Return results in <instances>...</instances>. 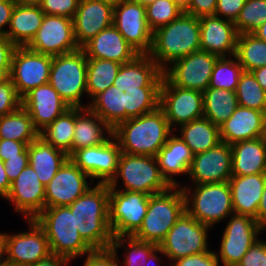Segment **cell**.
Listing matches in <instances>:
<instances>
[{
    "label": "cell",
    "mask_w": 266,
    "mask_h": 266,
    "mask_svg": "<svg viewBox=\"0 0 266 266\" xmlns=\"http://www.w3.org/2000/svg\"><path fill=\"white\" fill-rule=\"evenodd\" d=\"M121 149L112 136L103 144L74 151L69 159L91 179H100V184H108L116 175Z\"/></svg>",
    "instance_id": "2e32d148"
},
{
    "label": "cell",
    "mask_w": 266,
    "mask_h": 266,
    "mask_svg": "<svg viewBox=\"0 0 266 266\" xmlns=\"http://www.w3.org/2000/svg\"><path fill=\"white\" fill-rule=\"evenodd\" d=\"M217 0H191L185 13L195 17L214 15Z\"/></svg>",
    "instance_id": "11a10c76"
},
{
    "label": "cell",
    "mask_w": 266,
    "mask_h": 266,
    "mask_svg": "<svg viewBox=\"0 0 266 266\" xmlns=\"http://www.w3.org/2000/svg\"><path fill=\"white\" fill-rule=\"evenodd\" d=\"M53 56L17 47L14 51L9 78L22 99L28 92L49 82Z\"/></svg>",
    "instance_id": "4fadbf2b"
},
{
    "label": "cell",
    "mask_w": 266,
    "mask_h": 266,
    "mask_svg": "<svg viewBox=\"0 0 266 266\" xmlns=\"http://www.w3.org/2000/svg\"><path fill=\"white\" fill-rule=\"evenodd\" d=\"M230 57H218L214 64L209 88L236 91L241 74L244 72L235 55ZM235 59V61H234Z\"/></svg>",
    "instance_id": "60d3db41"
},
{
    "label": "cell",
    "mask_w": 266,
    "mask_h": 266,
    "mask_svg": "<svg viewBox=\"0 0 266 266\" xmlns=\"http://www.w3.org/2000/svg\"><path fill=\"white\" fill-rule=\"evenodd\" d=\"M30 231L6 233L7 263L15 266H31L51 254L43 228L35 219H26Z\"/></svg>",
    "instance_id": "ac0fdd59"
},
{
    "label": "cell",
    "mask_w": 266,
    "mask_h": 266,
    "mask_svg": "<svg viewBox=\"0 0 266 266\" xmlns=\"http://www.w3.org/2000/svg\"><path fill=\"white\" fill-rule=\"evenodd\" d=\"M29 165L35 170L38 179L46 186L69 158L61 149L46 143L41 137L27 145Z\"/></svg>",
    "instance_id": "1f68e13d"
},
{
    "label": "cell",
    "mask_w": 266,
    "mask_h": 266,
    "mask_svg": "<svg viewBox=\"0 0 266 266\" xmlns=\"http://www.w3.org/2000/svg\"><path fill=\"white\" fill-rule=\"evenodd\" d=\"M251 72L260 86L266 91V66L254 69Z\"/></svg>",
    "instance_id": "be15d7a7"
},
{
    "label": "cell",
    "mask_w": 266,
    "mask_h": 266,
    "mask_svg": "<svg viewBox=\"0 0 266 266\" xmlns=\"http://www.w3.org/2000/svg\"><path fill=\"white\" fill-rule=\"evenodd\" d=\"M132 2H135V3H139L140 5H143V6H147V5H150L154 2H156L157 0H130Z\"/></svg>",
    "instance_id": "753ad0ef"
},
{
    "label": "cell",
    "mask_w": 266,
    "mask_h": 266,
    "mask_svg": "<svg viewBox=\"0 0 266 266\" xmlns=\"http://www.w3.org/2000/svg\"><path fill=\"white\" fill-rule=\"evenodd\" d=\"M11 68H0V83L9 79Z\"/></svg>",
    "instance_id": "2644e50d"
},
{
    "label": "cell",
    "mask_w": 266,
    "mask_h": 266,
    "mask_svg": "<svg viewBox=\"0 0 266 266\" xmlns=\"http://www.w3.org/2000/svg\"><path fill=\"white\" fill-rule=\"evenodd\" d=\"M150 195L109 188V224L112 236H133L147 213Z\"/></svg>",
    "instance_id": "9c48e42d"
},
{
    "label": "cell",
    "mask_w": 266,
    "mask_h": 266,
    "mask_svg": "<svg viewBox=\"0 0 266 266\" xmlns=\"http://www.w3.org/2000/svg\"><path fill=\"white\" fill-rule=\"evenodd\" d=\"M125 244L127 246L126 256H123L125 266H142L147 263L149 255L158 248L157 244L141 241L133 236H115L110 249L117 251V248H123Z\"/></svg>",
    "instance_id": "7bdbcfd3"
},
{
    "label": "cell",
    "mask_w": 266,
    "mask_h": 266,
    "mask_svg": "<svg viewBox=\"0 0 266 266\" xmlns=\"http://www.w3.org/2000/svg\"><path fill=\"white\" fill-rule=\"evenodd\" d=\"M87 105L112 129L125 121L126 94L113 85L99 93Z\"/></svg>",
    "instance_id": "e575fe53"
},
{
    "label": "cell",
    "mask_w": 266,
    "mask_h": 266,
    "mask_svg": "<svg viewBox=\"0 0 266 266\" xmlns=\"http://www.w3.org/2000/svg\"><path fill=\"white\" fill-rule=\"evenodd\" d=\"M193 156L191 149L173 132L156 156L161 175L171 187H180L174 177L188 175Z\"/></svg>",
    "instance_id": "f1b7e54d"
},
{
    "label": "cell",
    "mask_w": 266,
    "mask_h": 266,
    "mask_svg": "<svg viewBox=\"0 0 266 266\" xmlns=\"http://www.w3.org/2000/svg\"><path fill=\"white\" fill-rule=\"evenodd\" d=\"M87 56L82 48L53 56L49 84L70 107L86 108L81 102L87 94Z\"/></svg>",
    "instance_id": "ba28073f"
},
{
    "label": "cell",
    "mask_w": 266,
    "mask_h": 266,
    "mask_svg": "<svg viewBox=\"0 0 266 266\" xmlns=\"http://www.w3.org/2000/svg\"><path fill=\"white\" fill-rule=\"evenodd\" d=\"M113 10L112 6L99 0H80L73 17L74 35L80 48L113 25Z\"/></svg>",
    "instance_id": "603a6c76"
},
{
    "label": "cell",
    "mask_w": 266,
    "mask_h": 266,
    "mask_svg": "<svg viewBox=\"0 0 266 266\" xmlns=\"http://www.w3.org/2000/svg\"><path fill=\"white\" fill-rule=\"evenodd\" d=\"M237 266H266V241L258 239Z\"/></svg>",
    "instance_id": "f907efd6"
},
{
    "label": "cell",
    "mask_w": 266,
    "mask_h": 266,
    "mask_svg": "<svg viewBox=\"0 0 266 266\" xmlns=\"http://www.w3.org/2000/svg\"><path fill=\"white\" fill-rule=\"evenodd\" d=\"M200 47L218 57L235 55L238 33L234 22L215 15L199 17Z\"/></svg>",
    "instance_id": "cb8c5ba5"
},
{
    "label": "cell",
    "mask_w": 266,
    "mask_h": 266,
    "mask_svg": "<svg viewBox=\"0 0 266 266\" xmlns=\"http://www.w3.org/2000/svg\"><path fill=\"white\" fill-rule=\"evenodd\" d=\"M246 0H217L215 16L235 22Z\"/></svg>",
    "instance_id": "f5cc1de1"
},
{
    "label": "cell",
    "mask_w": 266,
    "mask_h": 266,
    "mask_svg": "<svg viewBox=\"0 0 266 266\" xmlns=\"http://www.w3.org/2000/svg\"><path fill=\"white\" fill-rule=\"evenodd\" d=\"M235 92L239 106L263 112L266 102V91L257 82L252 72L244 71L241 74Z\"/></svg>",
    "instance_id": "ee69618b"
},
{
    "label": "cell",
    "mask_w": 266,
    "mask_h": 266,
    "mask_svg": "<svg viewBox=\"0 0 266 266\" xmlns=\"http://www.w3.org/2000/svg\"><path fill=\"white\" fill-rule=\"evenodd\" d=\"M266 136L264 112L238 106L235 112L220 126V138L229 145Z\"/></svg>",
    "instance_id": "484cf974"
},
{
    "label": "cell",
    "mask_w": 266,
    "mask_h": 266,
    "mask_svg": "<svg viewBox=\"0 0 266 266\" xmlns=\"http://www.w3.org/2000/svg\"><path fill=\"white\" fill-rule=\"evenodd\" d=\"M239 106L235 91L207 88L203 92V116L220 127Z\"/></svg>",
    "instance_id": "d590c367"
},
{
    "label": "cell",
    "mask_w": 266,
    "mask_h": 266,
    "mask_svg": "<svg viewBox=\"0 0 266 266\" xmlns=\"http://www.w3.org/2000/svg\"><path fill=\"white\" fill-rule=\"evenodd\" d=\"M112 136L113 129L89 107H75L72 153L82 148L103 144Z\"/></svg>",
    "instance_id": "f546056e"
},
{
    "label": "cell",
    "mask_w": 266,
    "mask_h": 266,
    "mask_svg": "<svg viewBox=\"0 0 266 266\" xmlns=\"http://www.w3.org/2000/svg\"><path fill=\"white\" fill-rule=\"evenodd\" d=\"M79 235L93 250L110 249L109 186L97 183L68 206Z\"/></svg>",
    "instance_id": "6da1fadb"
},
{
    "label": "cell",
    "mask_w": 266,
    "mask_h": 266,
    "mask_svg": "<svg viewBox=\"0 0 266 266\" xmlns=\"http://www.w3.org/2000/svg\"><path fill=\"white\" fill-rule=\"evenodd\" d=\"M82 49L87 58L111 60L120 64L128 63L139 55L114 25L101 31Z\"/></svg>",
    "instance_id": "4316f807"
},
{
    "label": "cell",
    "mask_w": 266,
    "mask_h": 266,
    "mask_svg": "<svg viewBox=\"0 0 266 266\" xmlns=\"http://www.w3.org/2000/svg\"><path fill=\"white\" fill-rule=\"evenodd\" d=\"M34 219L43 228L51 253L70 261L93 251L79 235L68 206L44 208Z\"/></svg>",
    "instance_id": "277c9868"
},
{
    "label": "cell",
    "mask_w": 266,
    "mask_h": 266,
    "mask_svg": "<svg viewBox=\"0 0 266 266\" xmlns=\"http://www.w3.org/2000/svg\"><path fill=\"white\" fill-rule=\"evenodd\" d=\"M27 147L24 142L16 140L0 139V158L5 161L8 158L19 157V154Z\"/></svg>",
    "instance_id": "9f6ffc18"
},
{
    "label": "cell",
    "mask_w": 266,
    "mask_h": 266,
    "mask_svg": "<svg viewBox=\"0 0 266 266\" xmlns=\"http://www.w3.org/2000/svg\"><path fill=\"white\" fill-rule=\"evenodd\" d=\"M44 16L40 6L15 5L5 36L17 47H26L38 32Z\"/></svg>",
    "instance_id": "d6a6232c"
},
{
    "label": "cell",
    "mask_w": 266,
    "mask_h": 266,
    "mask_svg": "<svg viewBox=\"0 0 266 266\" xmlns=\"http://www.w3.org/2000/svg\"><path fill=\"white\" fill-rule=\"evenodd\" d=\"M15 3L12 0H0V35H6L5 26L10 25Z\"/></svg>",
    "instance_id": "680465c9"
},
{
    "label": "cell",
    "mask_w": 266,
    "mask_h": 266,
    "mask_svg": "<svg viewBox=\"0 0 266 266\" xmlns=\"http://www.w3.org/2000/svg\"><path fill=\"white\" fill-rule=\"evenodd\" d=\"M21 105L29 113L39 133L70 108L49 83L28 92L21 99Z\"/></svg>",
    "instance_id": "7402d4cb"
},
{
    "label": "cell",
    "mask_w": 266,
    "mask_h": 266,
    "mask_svg": "<svg viewBox=\"0 0 266 266\" xmlns=\"http://www.w3.org/2000/svg\"><path fill=\"white\" fill-rule=\"evenodd\" d=\"M182 12L172 0H157L146 6L147 22L152 32L177 19Z\"/></svg>",
    "instance_id": "bcb514c9"
},
{
    "label": "cell",
    "mask_w": 266,
    "mask_h": 266,
    "mask_svg": "<svg viewBox=\"0 0 266 266\" xmlns=\"http://www.w3.org/2000/svg\"><path fill=\"white\" fill-rule=\"evenodd\" d=\"M193 185L228 182L232 177V148L225 142L193 156L188 172Z\"/></svg>",
    "instance_id": "d6986e66"
},
{
    "label": "cell",
    "mask_w": 266,
    "mask_h": 266,
    "mask_svg": "<svg viewBox=\"0 0 266 266\" xmlns=\"http://www.w3.org/2000/svg\"><path fill=\"white\" fill-rule=\"evenodd\" d=\"M117 253L111 249L93 250L86 255L83 266H120Z\"/></svg>",
    "instance_id": "816d5d0a"
},
{
    "label": "cell",
    "mask_w": 266,
    "mask_h": 266,
    "mask_svg": "<svg viewBox=\"0 0 266 266\" xmlns=\"http://www.w3.org/2000/svg\"><path fill=\"white\" fill-rule=\"evenodd\" d=\"M70 261L62 256L56 254H49L46 258L31 266H66Z\"/></svg>",
    "instance_id": "91938a15"
},
{
    "label": "cell",
    "mask_w": 266,
    "mask_h": 266,
    "mask_svg": "<svg viewBox=\"0 0 266 266\" xmlns=\"http://www.w3.org/2000/svg\"><path fill=\"white\" fill-rule=\"evenodd\" d=\"M263 112H264V115H265V118H266V102H265V107H264Z\"/></svg>",
    "instance_id": "11e5206c"
},
{
    "label": "cell",
    "mask_w": 266,
    "mask_h": 266,
    "mask_svg": "<svg viewBox=\"0 0 266 266\" xmlns=\"http://www.w3.org/2000/svg\"><path fill=\"white\" fill-rule=\"evenodd\" d=\"M80 0H42L40 8L45 15L75 16Z\"/></svg>",
    "instance_id": "c3c4849f"
},
{
    "label": "cell",
    "mask_w": 266,
    "mask_h": 266,
    "mask_svg": "<svg viewBox=\"0 0 266 266\" xmlns=\"http://www.w3.org/2000/svg\"><path fill=\"white\" fill-rule=\"evenodd\" d=\"M26 47L50 56L67 54L80 49L74 35L73 19L45 15L38 32Z\"/></svg>",
    "instance_id": "9a60e30c"
},
{
    "label": "cell",
    "mask_w": 266,
    "mask_h": 266,
    "mask_svg": "<svg viewBox=\"0 0 266 266\" xmlns=\"http://www.w3.org/2000/svg\"><path fill=\"white\" fill-rule=\"evenodd\" d=\"M119 178L124 184L120 190L142 192L147 195L159 194L171 187L162 177L157 158L154 156L129 155L121 152L117 172L108 183L109 188H116Z\"/></svg>",
    "instance_id": "52a82bcc"
},
{
    "label": "cell",
    "mask_w": 266,
    "mask_h": 266,
    "mask_svg": "<svg viewBox=\"0 0 266 266\" xmlns=\"http://www.w3.org/2000/svg\"><path fill=\"white\" fill-rule=\"evenodd\" d=\"M179 137L196 155L218 145L221 141L220 127L214 125L206 117L195 119L187 124L181 125Z\"/></svg>",
    "instance_id": "836d02e7"
},
{
    "label": "cell",
    "mask_w": 266,
    "mask_h": 266,
    "mask_svg": "<svg viewBox=\"0 0 266 266\" xmlns=\"http://www.w3.org/2000/svg\"><path fill=\"white\" fill-rule=\"evenodd\" d=\"M17 46L5 35H0V68H11L12 58Z\"/></svg>",
    "instance_id": "6f0895ef"
},
{
    "label": "cell",
    "mask_w": 266,
    "mask_h": 266,
    "mask_svg": "<svg viewBox=\"0 0 266 266\" xmlns=\"http://www.w3.org/2000/svg\"><path fill=\"white\" fill-rule=\"evenodd\" d=\"M183 12L189 8L191 0H172Z\"/></svg>",
    "instance_id": "89a4df30"
},
{
    "label": "cell",
    "mask_w": 266,
    "mask_h": 266,
    "mask_svg": "<svg viewBox=\"0 0 266 266\" xmlns=\"http://www.w3.org/2000/svg\"><path fill=\"white\" fill-rule=\"evenodd\" d=\"M7 263L6 233H0V265Z\"/></svg>",
    "instance_id": "e7e4bbea"
},
{
    "label": "cell",
    "mask_w": 266,
    "mask_h": 266,
    "mask_svg": "<svg viewBox=\"0 0 266 266\" xmlns=\"http://www.w3.org/2000/svg\"><path fill=\"white\" fill-rule=\"evenodd\" d=\"M164 72L148 54H139L121 65L113 86L122 92L141 91V87H161Z\"/></svg>",
    "instance_id": "d4e9b609"
},
{
    "label": "cell",
    "mask_w": 266,
    "mask_h": 266,
    "mask_svg": "<svg viewBox=\"0 0 266 266\" xmlns=\"http://www.w3.org/2000/svg\"><path fill=\"white\" fill-rule=\"evenodd\" d=\"M217 253L213 250L189 255L173 261L169 266H219Z\"/></svg>",
    "instance_id": "681fc988"
},
{
    "label": "cell",
    "mask_w": 266,
    "mask_h": 266,
    "mask_svg": "<svg viewBox=\"0 0 266 266\" xmlns=\"http://www.w3.org/2000/svg\"><path fill=\"white\" fill-rule=\"evenodd\" d=\"M113 25L139 54L150 52L153 32L147 22L145 6L130 0L122 1L114 7Z\"/></svg>",
    "instance_id": "e0dca14e"
},
{
    "label": "cell",
    "mask_w": 266,
    "mask_h": 266,
    "mask_svg": "<svg viewBox=\"0 0 266 266\" xmlns=\"http://www.w3.org/2000/svg\"><path fill=\"white\" fill-rule=\"evenodd\" d=\"M39 137L27 110L21 105L17 110L0 116V139H10L29 145Z\"/></svg>",
    "instance_id": "8d00e7d4"
},
{
    "label": "cell",
    "mask_w": 266,
    "mask_h": 266,
    "mask_svg": "<svg viewBox=\"0 0 266 266\" xmlns=\"http://www.w3.org/2000/svg\"><path fill=\"white\" fill-rule=\"evenodd\" d=\"M218 56L199 50L174 61L163 72L175 86L204 92L210 83Z\"/></svg>",
    "instance_id": "5bb4252c"
},
{
    "label": "cell",
    "mask_w": 266,
    "mask_h": 266,
    "mask_svg": "<svg viewBox=\"0 0 266 266\" xmlns=\"http://www.w3.org/2000/svg\"><path fill=\"white\" fill-rule=\"evenodd\" d=\"M99 1L104 2L105 4H108L114 8L124 0H99Z\"/></svg>",
    "instance_id": "8c879c8a"
},
{
    "label": "cell",
    "mask_w": 266,
    "mask_h": 266,
    "mask_svg": "<svg viewBox=\"0 0 266 266\" xmlns=\"http://www.w3.org/2000/svg\"><path fill=\"white\" fill-rule=\"evenodd\" d=\"M88 177L68 158L45 186V208L71 205L91 187Z\"/></svg>",
    "instance_id": "ffe728a7"
},
{
    "label": "cell",
    "mask_w": 266,
    "mask_h": 266,
    "mask_svg": "<svg viewBox=\"0 0 266 266\" xmlns=\"http://www.w3.org/2000/svg\"><path fill=\"white\" fill-rule=\"evenodd\" d=\"M257 223L263 230H266V183L258 207Z\"/></svg>",
    "instance_id": "6125c7cd"
},
{
    "label": "cell",
    "mask_w": 266,
    "mask_h": 266,
    "mask_svg": "<svg viewBox=\"0 0 266 266\" xmlns=\"http://www.w3.org/2000/svg\"><path fill=\"white\" fill-rule=\"evenodd\" d=\"M234 214L248 215L256 219L261 196L266 183V173L254 175H232L228 181Z\"/></svg>",
    "instance_id": "83f0119b"
},
{
    "label": "cell",
    "mask_w": 266,
    "mask_h": 266,
    "mask_svg": "<svg viewBox=\"0 0 266 266\" xmlns=\"http://www.w3.org/2000/svg\"><path fill=\"white\" fill-rule=\"evenodd\" d=\"M5 172L10 183H12L23 169L29 164V153L26 147L20 154L19 157L8 158L3 161Z\"/></svg>",
    "instance_id": "db71d44e"
},
{
    "label": "cell",
    "mask_w": 266,
    "mask_h": 266,
    "mask_svg": "<svg viewBox=\"0 0 266 266\" xmlns=\"http://www.w3.org/2000/svg\"><path fill=\"white\" fill-rule=\"evenodd\" d=\"M126 94L125 121L152 112L159 107L160 87H141Z\"/></svg>",
    "instance_id": "b9f144b4"
},
{
    "label": "cell",
    "mask_w": 266,
    "mask_h": 266,
    "mask_svg": "<svg viewBox=\"0 0 266 266\" xmlns=\"http://www.w3.org/2000/svg\"><path fill=\"white\" fill-rule=\"evenodd\" d=\"M75 127V107H70L39 133L46 143L61 149L70 156Z\"/></svg>",
    "instance_id": "f35d334b"
},
{
    "label": "cell",
    "mask_w": 266,
    "mask_h": 266,
    "mask_svg": "<svg viewBox=\"0 0 266 266\" xmlns=\"http://www.w3.org/2000/svg\"><path fill=\"white\" fill-rule=\"evenodd\" d=\"M122 64L105 59L87 58V95L91 101L113 85Z\"/></svg>",
    "instance_id": "74e56055"
},
{
    "label": "cell",
    "mask_w": 266,
    "mask_h": 266,
    "mask_svg": "<svg viewBox=\"0 0 266 266\" xmlns=\"http://www.w3.org/2000/svg\"><path fill=\"white\" fill-rule=\"evenodd\" d=\"M181 188L186 212L210 228L234 214L229 182L195 185L193 190L190 186Z\"/></svg>",
    "instance_id": "8992f818"
},
{
    "label": "cell",
    "mask_w": 266,
    "mask_h": 266,
    "mask_svg": "<svg viewBox=\"0 0 266 266\" xmlns=\"http://www.w3.org/2000/svg\"><path fill=\"white\" fill-rule=\"evenodd\" d=\"M185 211L181 187L173 186L165 192L150 195L147 213L133 237L159 246Z\"/></svg>",
    "instance_id": "5b68a950"
},
{
    "label": "cell",
    "mask_w": 266,
    "mask_h": 266,
    "mask_svg": "<svg viewBox=\"0 0 266 266\" xmlns=\"http://www.w3.org/2000/svg\"><path fill=\"white\" fill-rule=\"evenodd\" d=\"M156 253H160V254H163L162 250L158 247L157 249H155L148 257L147 259V263H144L142 266H150L151 262H157L160 264L162 263V260H160V257L156 254ZM150 262V263H149ZM150 264V265H149Z\"/></svg>",
    "instance_id": "03108f58"
},
{
    "label": "cell",
    "mask_w": 266,
    "mask_h": 266,
    "mask_svg": "<svg viewBox=\"0 0 266 266\" xmlns=\"http://www.w3.org/2000/svg\"><path fill=\"white\" fill-rule=\"evenodd\" d=\"M173 133L163 110H156L119 123L113 129L121 152L156 157Z\"/></svg>",
    "instance_id": "7a4b0ae2"
},
{
    "label": "cell",
    "mask_w": 266,
    "mask_h": 266,
    "mask_svg": "<svg viewBox=\"0 0 266 266\" xmlns=\"http://www.w3.org/2000/svg\"><path fill=\"white\" fill-rule=\"evenodd\" d=\"M266 21V0H246L234 22L237 33H253Z\"/></svg>",
    "instance_id": "f6af8a7d"
},
{
    "label": "cell",
    "mask_w": 266,
    "mask_h": 266,
    "mask_svg": "<svg viewBox=\"0 0 266 266\" xmlns=\"http://www.w3.org/2000/svg\"><path fill=\"white\" fill-rule=\"evenodd\" d=\"M235 56L244 71L266 66V42L253 33L238 34Z\"/></svg>",
    "instance_id": "ab89813d"
},
{
    "label": "cell",
    "mask_w": 266,
    "mask_h": 266,
    "mask_svg": "<svg viewBox=\"0 0 266 266\" xmlns=\"http://www.w3.org/2000/svg\"><path fill=\"white\" fill-rule=\"evenodd\" d=\"M15 5L19 6H40L42 0H12Z\"/></svg>",
    "instance_id": "003e7915"
},
{
    "label": "cell",
    "mask_w": 266,
    "mask_h": 266,
    "mask_svg": "<svg viewBox=\"0 0 266 266\" xmlns=\"http://www.w3.org/2000/svg\"><path fill=\"white\" fill-rule=\"evenodd\" d=\"M199 50V17L182 12L177 19L153 32L148 55L164 71L174 61Z\"/></svg>",
    "instance_id": "3957f363"
},
{
    "label": "cell",
    "mask_w": 266,
    "mask_h": 266,
    "mask_svg": "<svg viewBox=\"0 0 266 266\" xmlns=\"http://www.w3.org/2000/svg\"><path fill=\"white\" fill-rule=\"evenodd\" d=\"M21 106L13 81L9 78L0 83V116L14 112Z\"/></svg>",
    "instance_id": "7dc6e473"
},
{
    "label": "cell",
    "mask_w": 266,
    "mask_h": 266,
    "mask_svg": "<svg viewBox=\"0 0 266 266\" xmlns=\"http://www.w3.org/2000/svg\"><path fill=\"white\" fill-rule=\"evenodd\" d=\"M229 217L222 233L217 258L223 266H237L264 230L251 216L232 214Z\"/></svg>",
    "instance_id": "8fae6325"
},
{
    "label": "cell",
    "mask_w": 266,
    "mask_h": 266,
    "mask_svg": "<svg viewBox=\"0 0 266 266\" xmlns=\"http://www.w3.org/2000/svg\"><path fill=\"white\" fill-rule=\"evenodd\" d=\"M253 34L260 38L262 41L266 42V21L262 23L261 26L253 32Z\"/></svg>",
    "instance_id": "a7ac6f4b"
},
{
    "label": "cell",
    "mask_w": 266,
    "mask_h": 266,
    "mask_svg": "<svg viewBox=\"0 0 266 266\" xmlns=\"http://www.w3.org/2000/svg\"><path fill=\"white\" fill-rule=\"evenodd\" d=\"M5 200L13 203L15 211L25 215L24 219H34L45 208V186L29 164L11 183Z\"/></svg>",
    "instance_id": "44dd1931"
},
{
    "label": "cell",
    "mask_w": 266,
    "mask_h": 266,
    "mask_svg": "<svg viewBox=\"0 0 266 266\" xmlns=\"http://www.w3.org/2000/svg\"><path fill=\"white\" fill-rule=\"evenodd\" d=\"M0 266H15V265H12V264H9V263H5V264H2Z\"/></svg>",
    "instance_id": "34e18365"
},
{
    "label": "cell",
    "mask_w": 266,
    "mask_h": 266,
    "mask_svg": "<svg viewBox=\"0 0 266 266\" xmlns=\"http://www.w3.org/2000/svg\"><path fill=\"white\" fill-rule=\"evenodd\" d=\"M159 107L163 110L171 129L176 130L177 126L203 117V93L177 87L163 76Z\"/></svg>",
    "instance_id": "7c38bea8"
},
{
    "label": "cell",
    "mask_w": 266,
    "mask_h": 266,
    "mask_svg": "<svg viewBox=\"0 0 266 266\" xmlns=\"http://www.w3.org/2000/svg\"><path fill=\"white\" fill-rule=\"evenodd\" d=\"M11 189V183L7 178L4 162L0 158V197L5 199Z\"/></svg>",
    "instance_id": "94428289"
},
{
    "label": "cell",
    "mask_w": 266,
    "mask_h": 266,
    "mask_svg": "<svg viewBox=\"0 0 266 266\" xmlns=\"http://www.w3.org/2000/svg\"><path fill=\"white\" fill-rule=\"evenodd\" d=\"M208 230L209 226L200 223L185 211L158 247L171 262L209 251Z\"/></svg>",
    "instance_id": "30bf717a"
},
{
    "label": "cell",
    "mask_w": 266,
    "mask_h": 266,
    "mask_svg": "<svg viewBox=\"0 0 266 266\" xmlns=\"http://www.w3.org/2000/svg\"><path fill=\"white\" fill-rule=\"evenodd\" d=\"M232 148V175L266 173V137L235 142Z\"/></svg>",
    "instance_id": "4dcf8cb0"
}]
</instances>
